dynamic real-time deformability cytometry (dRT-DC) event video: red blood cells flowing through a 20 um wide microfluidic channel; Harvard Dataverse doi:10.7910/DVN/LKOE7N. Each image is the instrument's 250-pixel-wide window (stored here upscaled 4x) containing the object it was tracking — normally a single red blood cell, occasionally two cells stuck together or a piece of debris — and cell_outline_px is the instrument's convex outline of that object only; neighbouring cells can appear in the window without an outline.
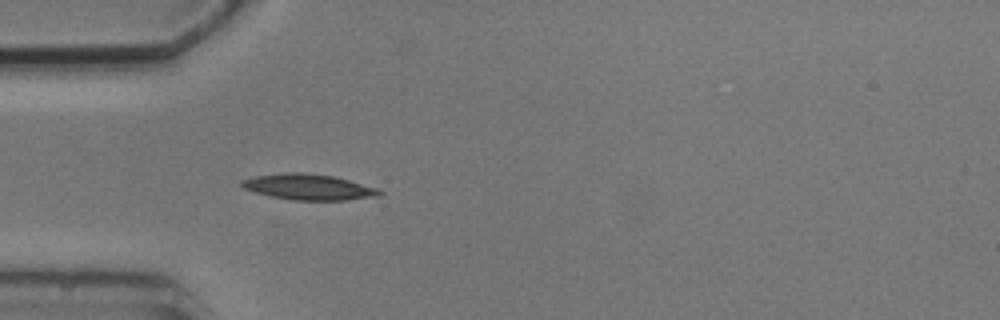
{"species": "common noctule bat (a hibernating species)", "species_latin": "Nyctalus noctula", "temperature_condition": "cold", "stored_images_in_passage": 3, "camera_frame_rate_fps": 3000, "um_per_image_px": 0.085, "animal": {"sex": "male", "body_mass_g": 20.5, "forearm_length_mm": 52.5}, "frame": {"image": 1, "passage_image": 3, "time_ms": 4.0, "image_size_px": [1000, 320], "cell_outline_px": [[384, 192], [380, 196], [348, 200], [292, 200], [272, 196], [256, 192], [244, 188], [240, 184], [240, 180], [256, 176], [288, 172], [304, 172], [332, 176], [380, 188]], "centroid_in_image_um": [26.29, 15.9], "position_along_channel_um": 58.7, "area_um2": 20.69}}